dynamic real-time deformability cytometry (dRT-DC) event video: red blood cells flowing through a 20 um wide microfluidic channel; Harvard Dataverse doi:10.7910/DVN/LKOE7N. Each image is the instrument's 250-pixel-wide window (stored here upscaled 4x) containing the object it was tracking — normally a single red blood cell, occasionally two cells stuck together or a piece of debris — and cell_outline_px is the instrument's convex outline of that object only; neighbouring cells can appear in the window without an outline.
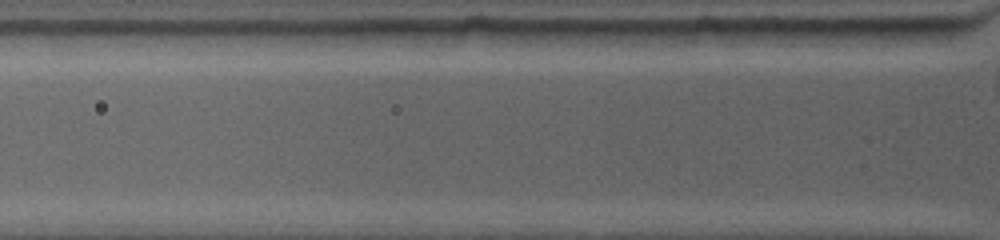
{"species": "common noctule bat (a hibernating species)", "species_latin": "Nyctalus noctula", "temperature_condition": "warm", "stored_images_in_passage": 2, "camera_frame_rate_fps": 4500, "um_per_image_px": 0.085, "animal": {"sex": "female", "body_mass_g": 19.0, "forearm_length_mm": 53.3}, "frame": {"image": 1, "passage_image": 2, "time_ms": 0.444, "image_size_px": [1000, 240], "cell_outline_px": [[832, 28], [824, 32], [792, 44], [692, 44], [684, 32], [692, 28]], "centroid_in_image_um": [63.84, 3.02], "position_along_channel_um": 62.0, "area_um2": 14.45}}